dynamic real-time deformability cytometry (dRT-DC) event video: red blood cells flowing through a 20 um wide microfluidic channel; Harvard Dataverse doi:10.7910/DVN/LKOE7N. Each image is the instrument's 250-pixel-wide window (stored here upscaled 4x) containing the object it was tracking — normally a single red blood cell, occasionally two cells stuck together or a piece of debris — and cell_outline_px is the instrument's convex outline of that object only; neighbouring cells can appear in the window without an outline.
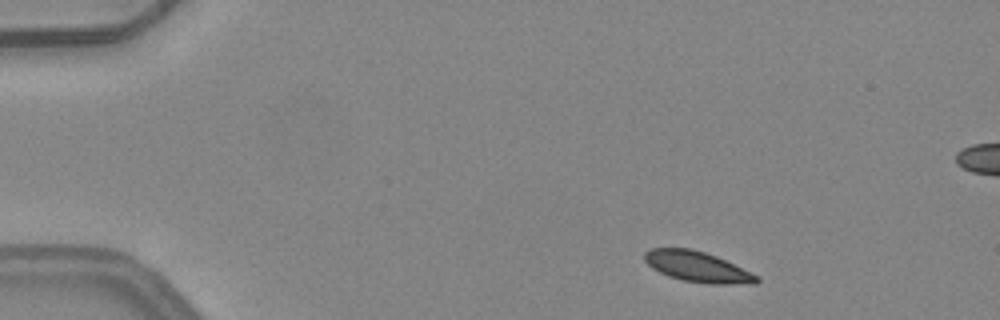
{"species": "common noctule bat (a hibernating species)", "species_latin": "Nyctalus noctula", "temperature_condition": "warm", "stored_images_in_passage": 4, "camera_frame_rate_fps": 3000, "um_per_image_px": 0.085, "animal": {"sex": "female", "body_mass_g": 24.6, "forearm_length_mm": 56.2}, "frame": {"image": 1, "passage_image": 1, "time_ms": 0.0, "image_size_px": [1000, 320], "cell_outline_px": [[760, 280], [756, 284], [708, 284], [684, 280], [668, 276], [652, 268], [644, 260], [644, 252], [652, 248], [692, 248], [716, 256], [760, 276]], "centroid_in_image_um": [59.3, 22.68], "position_along_channel_um": 25.7, "area_um2": 20.0}}